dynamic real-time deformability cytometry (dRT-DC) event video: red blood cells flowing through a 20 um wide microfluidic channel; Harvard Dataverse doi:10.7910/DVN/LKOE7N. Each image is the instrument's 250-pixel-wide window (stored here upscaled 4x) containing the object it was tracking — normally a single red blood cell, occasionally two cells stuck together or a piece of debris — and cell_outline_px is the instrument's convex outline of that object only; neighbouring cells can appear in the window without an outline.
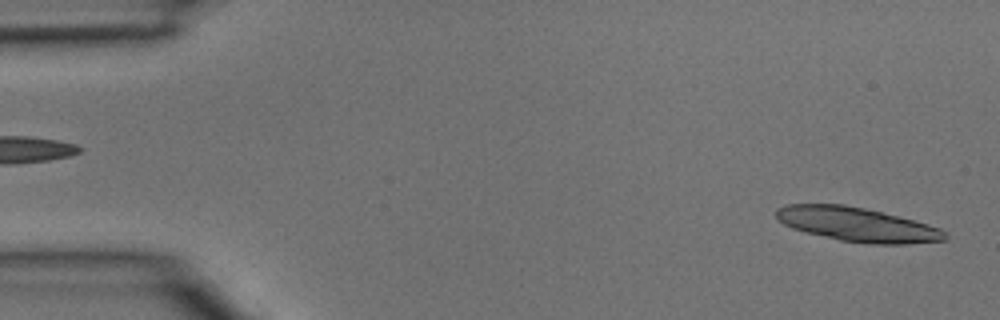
{"species": "common noctule bat (a hibernating species)", "species_latin": "Nyctalus noctula", "temperature_condition": "room temperature", "stored_images_in_passage": 4, "segment_of_instrument_passage": [2, 2], "camera_frame_rate_fps": 3000, "um_per_image_px": 0.085, "animal": {"sex": "male", "body_mass_g": 15.6}, "frame": {"image": 1, "passage_image": 4, "time_ms": 1.0, "image_size_px": [1000, 320], "cell_outline_px": [[948, 236], [944, 240], [904, 244], [872, 244], [840, 240], [804, 232], [792, 228], [784, 224], [776, 216], [776, 208], [784, 204], [844, 204], [864, 208], [928, 224], [940, 228]], "centroid_in_image_um": [72.82, 19.08], "position_along_channel_um": 12.2, "area_um2": 33.29}}